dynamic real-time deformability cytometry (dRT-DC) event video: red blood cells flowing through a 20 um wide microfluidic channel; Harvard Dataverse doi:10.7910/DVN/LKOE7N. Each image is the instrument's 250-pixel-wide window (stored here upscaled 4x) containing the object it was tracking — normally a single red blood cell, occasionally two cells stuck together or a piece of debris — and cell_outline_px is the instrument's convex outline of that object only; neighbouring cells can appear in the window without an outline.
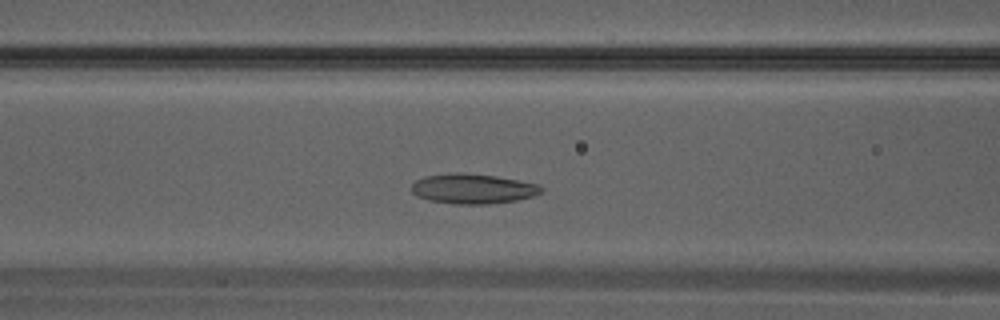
{"species": "Egyptian fruit bat (a non-hibernating species)", "species_latin": "Rousettus aegyptiacus", "temperature_condition": "warm", "stored_images_in_passage": 32, "camera_frame_rate_fps": 3000, "um_per_image_px": 0.085, "animal": {"sex": "male"}, "frame": {"image": 1, "passage_image": 11, "time_ms": 3.333, "image_size_px": [1000, 320], "cell_outline_px": [[544, 188], [540, 192], [532, 196], [516, 200], [492, 204], [452, 204], [428, 200], [416, 196], [412, 192], [412, 184], [416, 180], [424, 176], [448, 172], [456, 172], [496, 176], [536, 184]], "centroid_in_image_um": [40.13, 16.04], "position_along_channel_um": 126.5, "area_um2": 22.66}}
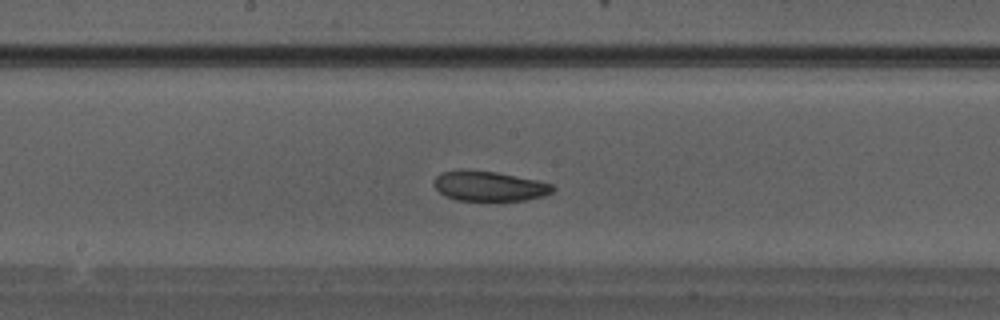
{"frame": {"image": 2, "passage_image": 15, "time_ms": 4.667, "image_size_px": [1000, 320], "cell_outline_px": [[556, 188], [552, 192], [544, 196], [524, 200], [456, 200], [444, 196], [436, 188], [436, 176], [440, 172], [460, 168], [468, 168], [496, 172], [536, 180], [552, 184]], "centroid_in_image_um": [41.56, 15.79], "position_along_channel_um": 206.6, "area_um2": 20.87}}
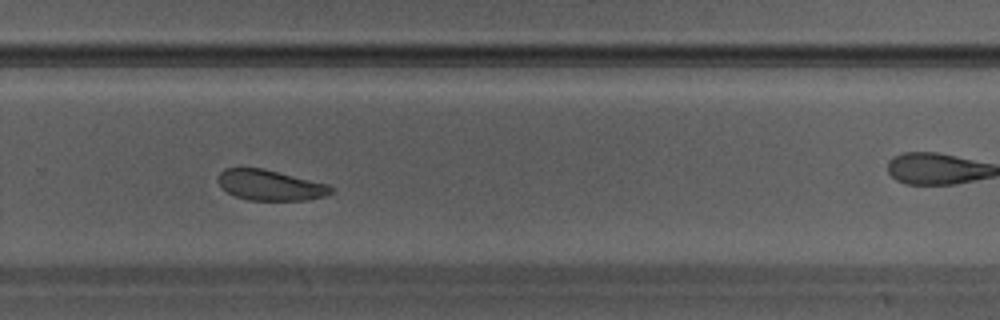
{"frame": {"image": 3, "passage_image": 20, "time_ms": 6.333, "image_size_px": [1000, 320], "cell_outline_px": [[336, 188], [332, 192], [324, 196], [308, 200], [248, 200], [236, 196], [228, 192], [216, 180], [220, 172], [224, 168], [264, 168], [328, 184]], "centroid_in_image_um": [22.99, 15.73], "position_along_channel_um": 306.8, "area_um2": 20.11}}